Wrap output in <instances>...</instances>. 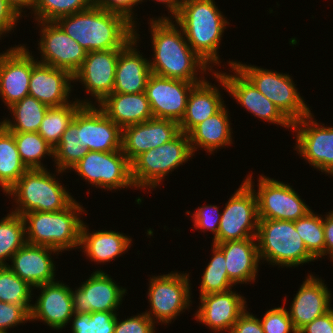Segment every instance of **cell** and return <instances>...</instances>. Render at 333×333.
Wrapping results in <instances>:
<instances>
[{
    "instance_id": "obj_1",
    "label": "cell",
    "mask_w": 333,
    "mask_h": 333,
    "mask_svg": "<svg viewBox=\"0 0 333 333\" xmlns=\"http://www.w3.org/2000/svg\"><path fill=\"white\" fill-rule=\"evenodd\" d=\"M150 19L151 43L154 51V59L149 61L151 73L198 84L205 80L203 75L198 76V71L205 75L209 71L212 73L215 71L192 50L181 27L171 20V16Z\"/></svg>"
},
{
    "instance_id": "obj_2",
    "label": "cell",
    "mask_w": 333,
    "mask_h": 333,
    "mask_svg": "<svg viewBox=\"0 0 333 333\" xmlns=\"http://www.w3.org/2000/svg\"><path fill=\"white\" fill-rule=\"evenodd\" d=\"M55 22L87 52L122 49L135 37V26L125 17L95 5Z\"/></svg>"
},
{
    "instance_id": "obj_3",
    "label": "cell",
    "mask_w": 333,
    "mask_h": 333,
    "mask_svg": "<svg viewBox=\"0 0 333 333\" xmlns=\"http://www.w3.org/2000/svg\"><path fill=\"white\" fill-rule=\"evenodd\" d=\"M173 19L181 27L194 52L212 68L221 63L218 50L229 22L214 0H183Z\"/></svg>"
},
{
    "instance_id": "obj_4",
    "label": "cell",
    "mask_w": 333,
    "mask_h": 333,
    "mask_svg": "<svg viewBox=\"0 0 333 333\" xmlns=\"http://www.w3.org/2000/svg\"><path fill=\"white\" fill-rule=\"evenodd\" d=\"M76 200L67 208L55 212L33 211L23 215L26 243L46 246L59 252L79 248L85 209Z\"/></svg>"
},
{
    "instance_id": "obj_5",
    "label": "cell",
    "mask_w": 333,
    "mask_h": 333,
    "mask_svg": "<svg viewBox=\"0 0 333 333\" xmlns=\"http://www.w3.org/2000/svg\"><path fill=\"white\" fill-rule=\"evenodd\" d=\"M46 169H28L5 193V196H12L16 203L11 212L23 216L33 211H61L75 200L56 180V175Z\"/></svg>"
},
{
    "instance_id": "obj_6",
    "label": "cell",
    "mask_w": 333,
    "mask_h": 333,
    "mask_svg": "<svg viewBox=\"0 0 333 333\" xmlns=\"http://www.w3.org/2000/svg\"><path fill=\"white\" fill-rule=\"evenodd\" d=\"M257 246L260 260L283 268L316 260L295 229V221L259 219Z\"/></svg>"
},
{
    "instance_id": "obj_7",
    "label": "cell",
    "mask_w": 333,
    "mask_h": 333,
    "mask_svg": "<svg viewBox=\"0 0 333 333\" xmlns=\"http://www.w3.org/2000/svg\"><path fill=\"white\" fill-rule=\"evenodd\" d=\"M194 156L188 134L180 132L174 139L139 155L131 163V178L137 189L159 186L169 172Z\"/></svg>"
},
{
    "instance_id": "obj_8",
    "label": "cell",
    "mask_w": 333,
    "mask_h": 333,
    "mask_svg": "<svg viewBox=\"0 0 333 333\" xmlns=\"http://www.w3.org/2000/svg\"><path fill=\"white\" fill-rule=\"evenodd\" d=\"M228 62V66L235 65L291 123L302 119L311 112L289 74L242 64L236 60Z\"/></svg>"
},
{
    "instance_id": "obj_9",
    "label": "cell",
    "mask_w": 333,
    "mask_h": 333,
    "mask_svg": "<svg viewBox=\"0 0 333 333\" xmlns=\"http://www.w3.org/2000/svg\"><path fill=\"white\" fill-rule=\"evenodd\" d=\"M189 277L187 273L176 271L150 277L147 298L151 309L144 313L154 323L169 324L185 312L183 310L189 309L192 304Z\"/></svg>"
},
{
    "instance_id": "obj_10",
    "label": "cell",
    "mask_w": 333,
    "mask_h": 333,
    "mask_svg": "<svg viewBox=\"0 0 333 333\" xmlns=\"http://www.w3.org/2000/svg\"><path fill=\"white\" fill-rule=\"evenodd\" d=\"M247 176L244 181L255 191L259 219L297 221L311 211L289 184L260 175L255 190L252 174Z\"/></svg>"
},
{
    "instance_id": "obj_11",
    "label": "cell",
    "mask_w": 333,
    "mask_h": 333,
    "mask_svg": "<svg viewBox=\"0 0 333 333\" xmlns=\"http://www.w3.org/2000/svg\"><path fill=\"white\" fill-rule=\"evenodd\" d=\"M225 205L213 243L256 238L259 217L255 191L243 181Z\"/></svg>"
},
{
    "instance_id": "obj_12",
    "label": "cell",
    "mask_w": 333,
    "mask_h": 333,
    "mask_svg": "<svg viewBox=\"0 0 333 333\" xmlns=\"http://www.w3.org/2000/svg\"><path fill=\"white\" fill-rule=\"evenodd\" d=\"M71 170L96 188L110 191L135 187L131 178V163L122 150L88 151Z\"/></svg>"
},
{
    "instance_id": "obj_13",
    "label": "cell",
    "mask_w": 333,
    "mask_h": 333,
    "mask_svg": "<svg viewBox=\"0 0 333 333\" xmlns=\"http://www.w3.org/2000/svg\"><path fill=\"white\" fill-rule=\"evenodd\" d=\"M296 133L295 150L311 167L333 176V127H325L314 120L310 112L292 123Z\"/></svg>"
},
{
    "instance_id": "obj_14",
    "label": "cell",
    "mask_w": 333,
    "mask_h": 333,
    "mask_svg": "<svg viewBox=\"0 0 333 333\" xmlns=\"http://www.w3.org/2000/svg\"><path fill=\"white\" fill-rule=\"evenodd\" d=\"M234 75L214 71V77L232 98L242 107L261 120L292 128V123L281 113L275 104L265 97L252 82L234 65L230 66Z\"/></svg>"
},
{
    "instance_id": "obj_15",
    "label": "cell",
    "mask_w": 333,
    "mask_h": 333,
    "mask_svg": "<svg viewBox=\"0 0 333 333\" xmlns=\"http://www.w3.org/2000/svg\"><path fill=\"white\" fill-rule=\"evenodd\" d=\"M38 25H41L38 50L42 60L37 61L67 70L74 75L82 66L87 51L67 35L55 21L38 22Z\"/></svg>"
},
{
    "instance_id": "obj_16",
    "label": "cell",
    "mask_w": 333,
    "mask_h": 333,
    "mask_svg": "<svg viewBox=\"0 0 333 333\" xmlns=\"http://www.w3.org/2000/svg\"><path fill=\"white\" fill-rule=\"evenodd\" d=\"M125 293L126 289L118 286L108 274L96 270L80 287L71 289L74 313L117 312Z\"/></svg>"
},
{
    "instance_id": "obj_17",
    "label": "cell",
    "mask_w": 333,
    "mask_h": 333,
    "mask_svg": "<svg viewBox=\"0 0 333 333\" xmlns=\"http://www.w3.org/2000/svg\"><path fill=\"white\" fill-rule=\"evenodd\" d=\"M195 85L193 82L151 73L145 93L153 117L171 119L179 123L185 114L189 94Z\"/></svg>"
},
{
    "instance_id": "obj_18",
    "label": "cell",
    "mask_w": 333,
    "mask_h": 333,
    "mask_svg": "<svg viewBox=\"0 0 333 333\" xmlns=\"http://www.w3.org/2000/svg\"><path fill=\"white\" fill-rule=\"evenodd\" d=\"M31 74L32 53L24 44L0 53V97L7 108L29 95Z\"/></svg>"
},
{
    "instance_id": "obj_19",
    "label": "cell",
    "mask_w": 333,
    "mask_h": 333,
    "mask_svg": "<svg viewBox=\"0 0 333 333\" xmlns=\"http://www.w3.org/2000/svg\"><path fill=\"white\" fill-rule=\"evenodd\" d=\"M180 132L178 122L153 117L122 129L121 150L132 163L142 153L171 141Z\"/></svg>"
},
{
    "instance_id": "obj_20",
    "label": "cell",
    "mask_w": 333,
    "mask_h": 333,
    "mask_svg": "<svg viewBox=\"0 0 333 333\" xmlns=\"http://www.w3.org/2000/svg\"><path fill=\"white\" fill-rule=\"evenodd\" d=\"M120 51L121 49H110L87 52L82 66L73 75V80L82 83L85 92L94 97L95 105L113 92Z\"/></svg>"
},
{
    "instance_id": "obj_21",
    "label": "cell",
    "mask_w": 333,
    "mask_h": 333,
    "mask_svg": "<svg viewBox=\"0 0 333 333\" xmlns=\"http://www.w3.org/2000/svg\"><path fill=\"white\" fill-rule=\"evenodd\" d=\"M200 303L195 320L215 332H231L234 323L247 310L243 296L232 291L210 293L199 297Z\"/></svg>"
},
{
    "instance_id": "obj_22",
    "label": "cell",
    "mask_w": 333,
    "mask_h": 333,
    "mask_svg": "<svg viewBox=\"0 0 333 333\" xmlns=\"http://www.w3.org/2000/svg\"><path fill=\"white\" fill-rule=\"evenodd\" d=\"M41 290L32 304L30 321H44L52 329L66 327L74 314L71 288L60 281H53L34 287Z\"/></svg>"
},
{
    "instance_id": "obj_23",
    "label": "cell",
    "mask_w": 333,
    "mask_h": 333,
    "mask_svg": "<svg viewBox=\"0 0 333 333\" xmlns=\"http://www.w3.org/2000/svg\"><path fill=\"white\" fill-rule=\"evenodd\" d=\"M80 138L89 151L113 152L121 150L122 129L96 105L80 108Z\"/></svg>"
},
{
    "instance_id": "obj_24",
    "label": "cell",
    "mask_w": 333,
    "mask_h": 333,
    "mask_svg": "<svg viewBox=\"0 0 333 333\" xmlns=\"http://www.w3.org/2000/svg\"><path fill=\"white\" fill-rule=\"evenodd\" d=\"M71 81L73 75L67 70L42 64L32 56V74L29 81V95L49 107L71 103ZM69 99V101H68Z\"/></svg>"
},
{
    "instance_id": "obj_25",
    "label": "cell",
    "mask_w": 333,
    "mask_h": 333,
    "mask_svg": "<svg viewBox=\"0 0 333 333\" xmlns=\"http://www.w3.org/2000/svg\"><path fill=\"white\" fill-rule=\"evenodd\" d=\"M323 280L309 274L293 298L289 317L297 331L332 309L331 293Z\"/></svg>"
},
{
    "instance_id": "obj_26",
    "label": "cell",
    "mask_w": 333,
    "mask_h": 333,
    "mask_svg": "<svg viewBox=\"0 0 333 333\" xmlns=\"http://www.w3.org/2000/svg\"><path fill=\"white\" fill-rule=\"evenodd\" d=\"M140 35L133 37L119 52L112 93H142L151 74L149 60L137 51Z\"/></svg>"
},
{
    "instance_id": "obj_27",
    "label": "cell",
    "mask_w": 333,
    "mask_h": 333,
    "mask_svg": "<svg viewBox=\"0 0 333 333\" xmlns=\"http://www.w3.org/2000/svg\"><path fill=\"white\" fill-rule=\"evenodd\" d=\"M56 252L59 253L50 247L26 243L12 256V265L8 267L34 288L55 281L56 267L51 254Z\"/></svg>"
},
{
    "instance_id": "obj_28",
    "label": "cell",
    "mask_w": 333,
    "mask_h": 333,
    "mask_svg": "<svg viewBox=\"0 0 333 333\" xmlns=\"http://www.w3.org/2000/svg\"><path fill=\"white\" fill-rule=\"evenodd\" d=\"M212 244L224 253L228 277L235 285L256 280L260 263L256 238Z\"/></svg>"
},
{
    "instance_id": "obj_29",
    "label": "cell",
    "mask_w": 333,
    "mask_h": 333,
    "mask_svg": "<svg viewBox=\"0 0 333 333\" xmlns=\"http://www.w3.org/2000/svg\"><path fill=\"white\" fill-rule=\"evenodd\" d=\"M97 106L121 129L153 118L145 92L134 94L111 93Z\"/></svg>"
},
{
    "instance_id": "obj_30",
    "label": "cell",
    "mask_w": 333,
    "mask_h": 333,
    "mask_svg": "<svg viewBox=\"0 0 333 333\" xmlns=\"http://www.w3.org/2000/svg\"><path fill=\"white\" fill-rule=\"evenodd\" d=\"M88 225L83 223L81 229V237L79 249H82L84 255L91 261L97 263L109 262L116 257H120L122 253L131 247L132 239L126 234L116 232L99 230L96 232H89ZM120 255V256H119Z\"/></svg>"
},
{
    "instance_id": "obj_31",
    "label": "cell",
    "mask_w": 333,
    "mask_h": 333,
    "mask_svg": "<svg viewBox=\"0 0 333 333\" xmlns=\"http://www.w3.org/2000/svg\"><path fill=\"white\" fill-rule=\"evenodd\" d=\"M206 79L196 84L189 94L185 114L178 123L183 133L188 134L197 124L217 113L225 105L219 88L215 84L212 86Z\"/></svg>"
},
{
    "instance_id": "obj_32",
    "label": "cell",
    "mask_w": 333,
    "mask_h": 333,
    "mask_svg": "<svg viewBox=\"0 0 333 333\" xmlns=\"http://www.w3.org/2000/svg\"><path fill=\"white\" fill-rule=\"evenodd\" d=\"M224 105L217 113L197 124L189 133L190 147L194 154L198 148H202L213 154L220 147H228L232 144V128L230 119Z\"/></svg>"
},
{
    "instance_id": "obj_33",
    "label": "cell",
    "mask_w": 333,
    "mask_h": 333,
    "mask_svg": "<svg viewBox=\"0 0 333 333\" xmlns=\"http://www.w3.org/2000/svg\"><path fill=\"white\" fill-rule=\"evenodd\" d=\"M49 106L33 96H25L8 108L13 119H4L0 123L10 132H38Z\"/></svg>"
},
{
    "instance_id": "obj_34",
    "label": "cell",
    "mask_w": 333,
    "mask_h": 333,
    "mask_svg": "<svg viewBox=\"0 0 333 333\" xmlns=\"http://www.w3.org/2000/svg\"><path fill=\"white\" fill-rule=\"evenodd\" d=\"M88 149L83 147L80 138V109L77 111L74 119L63 132L58 145L54 148V163L56 164V173L70 170L87 153Z\"/></svg>"
},
{
    "instance_id": "obj_35",
    "label": "cell",
    "mask_w": 333,
    "mask_h": 333,
    "mask_svg": "<svg viewBox=\"0 0 333 333\" xmlns=\"http://www.w3.org/2000/svg\"><path fill=\"white\" fill-rule=\"evenodd\" d=\"M92 103V101L87 99L80 100L75 98L73 103L59 107H49L38 129V133L51 147L55 148L77 111L83 105H92Z\"/></svg>"
},
{
    "instance_id": "obj_36",
    "label": "cell",
    "mask_w": 333,
    "mask_h": 333,
    "mask_svg": "<svg viewBox=\"0 0 333 333\" xmlns=\"http://www.w3.org/2000/svg\"><path fill=\"white\" fill-rule=\"evenodd\" d=\"M22 163L14 135L0 123V187L6 193L27 171Z\"/></svg>"
},
{
    "instance_id": "obj_37",
    "label": "cell",
    "mask_w": 333,
    "mask_h": 333,
    "mask_svg": "<svg viewBox=\"0 0 333 333\" xmlns=\"http://www.w3.org/2000/svg\"><path fill=\"white\" fill-rule=\"evenodd\" d=\"M26 244L25 221L23 216L8 213L0 220V266L8 265L12 256Z\"/></svg>"
},
{
    "instance_id": "obj_38",
    "label": "cell",
    "mask_w": 333,
    "mask_h": 333,
    "mask_svg": "<svg viewBox=\"0 0 333 333\" xmlns=\"http://www.w3.org/2000/svg\"><path fill=\"white\" fill-rule=\"evenodd\" d=\"M11 133L14 135L20 159L27 169H44L45 166L41 163L43 157H54V148L38 132Z\"/></svg>"
},
{
    "instance_id": "obj_39",
    "label": "cell",
    "mask_w": 333,
    "mask_h": 333,
    "mask_svg": "<svg viewBox=\"0 0 333 333\" xmlns=\"http://www.w3.org/2000/svg\"><path fill=\"white\" fill-rule=\"evenodd\" d=\"M212 246V258L203 272L199 296L226 292L235 286L228 277L224 253L215 244Z\"/></svg>"
},
{
    "instance_id": "obj_40",
    "label": "cell",
    "mask_w": 333,
    "mask_h": 333,
    "mask_svg": "<svg viewBox=\"0 0 333 333\" xmlns=\"http://www.w3.org/2000/svg\"><path fill=\"white\" fill-rule=\"evenodd\" d=\"M295 229L302 238L308 252L317 260L324 256L323 216L311 210L306 216L295 221Z\"/></svg>"
},
{
    "instance_id": "obj_41",
    "label": "cell",
    "mask_w": 333,
    "mask_h": 333,
    "mask_svg": "<svg viewBox=\"0 0 333 333\" xmlns=\"http://www.w3.org/2000/svg\"><path fill=\"white\" fill-rule=\"evenodd\" d=\"M32 286L16 275L8 265L0 266V301L20 306H32Z\"/></svg>"
},
{
    "instance_id": "obj_42",
    "label": "cell",
    "mask_w": 333,
    "mask_h": 333,
    "mask_svg": "<svg viewBox=\"0 0 333 333\" xmlns=\"http://www.w3.org/2000/svg\"><path fill=\"white\" fill-rule=\"evenodd\" d=\"M91 5L88 0H35L32 14L37 22L56 21Z\"/></svg>"
},
{
    "instance_id": "obj_43",
    "label": "cell",
    "mask_w": 333,
    "mask_h": 333,
    "mask_svg": "<svg viewBox=\"0 0 333 333\" xmlns=\"http://www.w3.org/2000/svg\"><path fill=\"white\" fill-rule=\"evenodd\" d=\"M260 322L264 333H298L284 307L269 309Z\"/></svg>"
},
{
    "instance_id": "obj_44",
    "label": "cell",
    "mask_w": 333,
    "mask_h": 333,
    "mask_svg": "<svg viewBox=\"0 0 333 333\" xmlns=\"http://www.w3.org/2000/svg\"><path fill=\"white\" fill-rule=\"evenodd\" d=\"M31 308L0 301V331L7 332L9 328L30 322Z\"/></svg>"
},
{
    "instance_id": "obj_45",
    "label": "cell",
    "mask_w": 333,
    "mask_h": 333,
    "mask_svg": "<svg viewBox=\"0 0 333 333\" xmlns=\"http://www.w3.org/2000/svg\"><path fill=\"white\" fill-rule=\"evenodd\" d=\"M195 228L201 229L202 232L211 231L214 234L213 240L218 235L221 213L216 205H205L197 208L191 216Z\"/></svg>"
},
{
    "instance_id": "obj_46",
    "label": "cell",
    "mask_w": 333,
    "mask_h": 333,
    "mask_svg": "<svg viewBox=\"0 0 333 333\" xmlns=\"http://www.w3.org/2000/svg\"><path fill=\"white\" fill-rule=\"evenodd\" d=\"M119 320L116 318L114 333H155V323L144 312Z\"/></svg>"
},
{
    "instance_id": "obj_47",
    "label": "cell",
    "mask_w": 333,
    "mask_h": 333,
    "mask_svg": "<svg viewBox=\"0 0 333 333\" xmlns=\"http://www.w3.org/2000/svg\"><path fill=\"white\" fill-rule=\"evenodd\" d=\"M139 3L142 4L141 0H96L94 5L103 10L122 15L136 27L137 21L133 20L135 17L132 10Z\"/></svg>"
},
{
    "instance_id": "obj_48",
    "label": "cell",
    "mask_w": 333,
    "mask_h": 333,
    "mask_svg": "<svg viewBox=\"0 0 333 333\" xmlns=\"http://www.w3.org/2000/svg\"><path fill=\"white\" fill-rule=\"evenodd\" d=\"M117 312H91L92 333H114Z\"/></svg>"
},
{
    "instance_id": "obj_49",
    "label": "cell",
    "mask_w": 333,
    "mask_h": 333,
    "mask_svg": "<svg viewBox=\"0 0 333 333\" xmlns=\"http://www.w3.org/2000/svg\"><path fill=\"white\" fill-rule=\"evenodd\" d=\"M230 333H264L260 319L247 310L234 323Z\"/></svg>"
},
{
    "instance_id": "obj_50",
    "label": "cell",
    "mask_w": 333,
    "mask_h": 333,
    "mask_svg": "<svg viewBox=\"0 0 333 333\" xmlns=\"http://www.w3.org/2000/svg\"><path fill=\"white\" fill-rule=\"evenodd\" d=\"M19 18L21 17L6 0H0V39L3 35L8 34L16 27Z\"/></svg>"
},
{
    "instance_id": "obj_51",
    "label": "cell",
    "mask_w": 333,
    "mask_h": 333,
    "mask_svg": "<svg viewBox=\"0 0 333 333\" xmlns=\"http://www.w3.org/2000/svg\"><path fill=\"white\" fill-rule=\"evenodd\" d=\"M298 333H333V308L302 327Z\"/></svg>"
},
{
    "instance_id": "obj_52",
    "label": "cell",
    "mask_w": 333,
    "mask_h": 333,
    "mask_svg": "<svg viewBox=\"0 0 333 333\" xmlns=\"http://www.w3.org/2000/svg\"><path fill=\"white\" fill-rule=\"evenodd\" d=\"M324 216H326L324 217L325 219L323 218L325 238L324 256L329 255L330 259L333 260V211L328 212Z\"/></svg>"
},
{
    "instance_id": "obj_53",
    "label": "cell",
    "mask_w": 333,
    "mask_h": 333,
    "mask_svg": "<svg viewBox=\"0 0 333 333\" xmlns=\"http://www.w3.org/2000/svg\"><path fill=\"white\" fill-rule=\"evenodd\" d=\"M70 321H72V333H92L91 329V313L73 314Z\"/></svg>"
},
{
    "instance_id": "obj_54",
    "label": "cell",
    "mask_w": 333,
    "mask_h": 333,
    "mask_svg": "<svg viewBox=\"0 0 333 333\" xmlns=\"http://www.w3.org/2000/svg\"><path fill=\"white\" fill-rule=\"evenodd\" d=\"M8 4L15 10V12L22 17L24 8L33 11L35 0H6ZM23 8V9H22Z\"/></svg>"
},
{
    "instance_id": "obj_55",
    "label": "cell",
    "mask_w": 333,
    "mask_h": 333,
    "mask_svg": "<svg viewBox=\"0 0 333 333\" xmlns=\"http://www.w3.org/2000/svg\"><path fill=\"white\" fill-rule=\"evenodd\" d=\"M182 1L183 0H156V2L166 5L167 10H169L173 18L178 14ZM141 2H143V0H141Z\"/></svg>"
},
{
    "instance_id": "obj_56",
    "label": "cell",
    "mask_w": 333,
    "mask_h": 333,
    "mask_svg": "<svg viewBox=\"0 0 333 333\" xmlns=\"http://www.w3.org/2000/svg\"><path fill=\"white\" fill-rule=\"evenodd\" d=\"M92 5H94L96 0H88Z\"/></svg>"
}]
</instances>
